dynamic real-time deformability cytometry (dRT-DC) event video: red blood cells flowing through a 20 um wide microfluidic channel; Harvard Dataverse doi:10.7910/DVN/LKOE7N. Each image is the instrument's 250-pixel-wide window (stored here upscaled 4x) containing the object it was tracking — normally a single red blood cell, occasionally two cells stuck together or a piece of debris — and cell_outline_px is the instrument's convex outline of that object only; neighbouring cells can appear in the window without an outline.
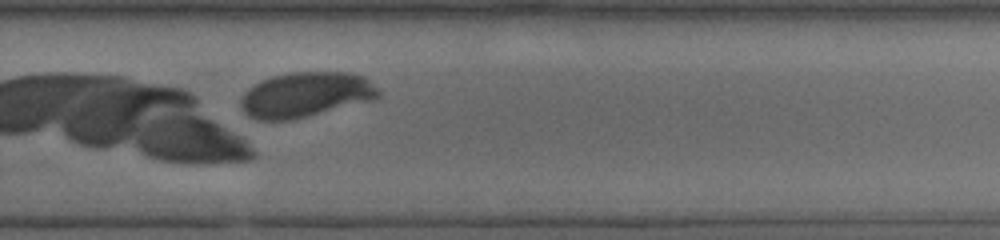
{"species": "human", "species_latin": "Homo sapiens", "temperature_condition": "cold", "stored_images_in_passage": 32, "camera_frame_rate_fps": 3000, "um_per_image_px": 0.085, "donor": {"sex": "male"}, "frame": {"image": 1, "passage_image": 28, "time_ms": 9.0, "image_size_px": [1000, 240], "cell_outline_px": [[380, 96], [372, 100], [288, 120], [256, 120], [248, 116], [240, 108], [240, 100], [244, 92], [260, 80], [272, 76], [292, 72], [352, 72], [364, 76], [380, 92]], "centroid_in_image_um": [25.94, 8.03], "position_along_channel_um": 303.9, "area_um2": 35.95}}